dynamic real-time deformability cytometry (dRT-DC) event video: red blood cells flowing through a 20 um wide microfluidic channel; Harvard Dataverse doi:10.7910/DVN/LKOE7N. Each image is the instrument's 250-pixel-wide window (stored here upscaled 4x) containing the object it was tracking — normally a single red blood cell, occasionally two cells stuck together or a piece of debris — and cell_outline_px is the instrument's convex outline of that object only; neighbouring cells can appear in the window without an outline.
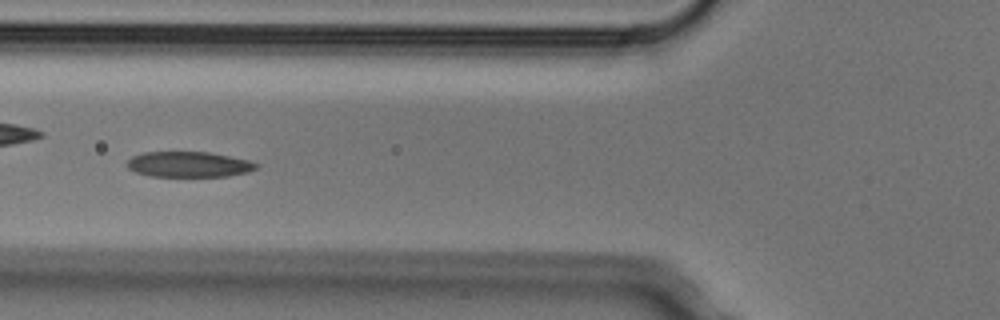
{"species": "Egyptian fruit bat (a non-hibernating species)", "species_latin": "Rousettus aegyptiacus", "temperature_condition": "cold", "stored_images_in_passage": 6, "camera_frame_rate_fps": 3000, "um_per_image_px": 0.085, "animal": {"sex": "male"}, "frame": {"image": 1, "passage_image": 5, "time_ms": 1.333, "image_size_px": [1000, 320], "cell_outline_px": [[260, 164], [256, 168], [248, 172], [228, 176], [152, 176], [136, 172], [128, 168], [124, 164], [132, 156], [144, 152], [208, 152], [248, 160]], "centroid_in_image_um": [16.03, 13.97], "position_along_channel_um": 109.8, "area_um2": 19.13}}